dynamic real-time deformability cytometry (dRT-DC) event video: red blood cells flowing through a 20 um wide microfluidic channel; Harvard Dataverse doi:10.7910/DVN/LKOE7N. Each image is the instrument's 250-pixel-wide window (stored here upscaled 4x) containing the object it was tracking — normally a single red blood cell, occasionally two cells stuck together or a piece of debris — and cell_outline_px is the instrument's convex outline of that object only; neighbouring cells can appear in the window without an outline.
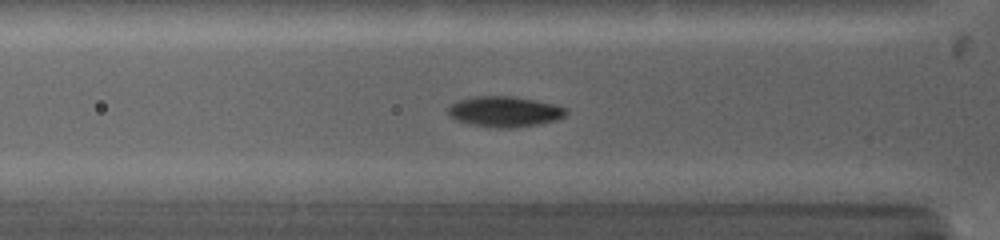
{"species": "common noctule bat (a hibernating species)", "species_latin": "Nyctalus noctula", "temperature_condition": "warm", "stored_images_in_passage": 49, "camera_frame_rate_fps": 5000, "um_per_image_px": 0.085, "animal": {"sex": "female", "body_mass_g": 19.0, "forearm_length_mm": 53.3}, "frame": {"image": 1, "passage_image": 14, "time_ms": 3.2, "image_size_px": [1000, 240], "cell_outline_px": [[568, 112], [564, 116], [556, 120], [540, 124], [516, 128], [496, 128], [472, 124], [456, 120], [448, 116], [448, 108], [452, 104], [460, 100], [472, 96], [512, 96], [536, 100], [556, 104], [564, 108]], "centroid_in_image_um": [42.9, 9.49], "position_along_channel_um": 82.9, "area_um2": 21.1}}
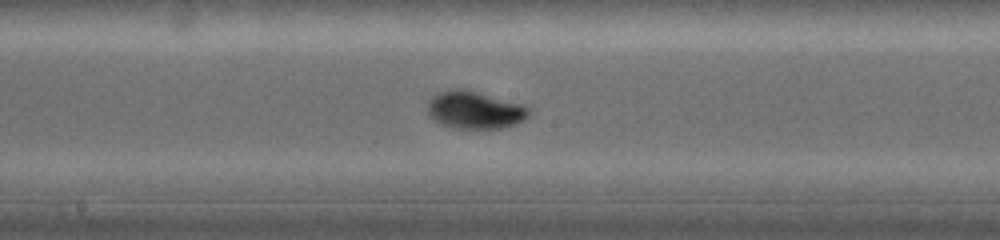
{"frame": {"image": 2, "passage_image": 21, "time_ms": 6.2, "image_size_px": [1000, 240], "cell_outline_px": [[532, 112], [524, 120], [516, 124], [500, 128], [460, 128], [444, 124], [428, 116], [428, 100], [436, 92], [448, 88], [468, 88], [524, 104], [532, 108]], "centroid_in_image_um": [40.39, 9.3], "position_along_channel_um": 207.8, "area_um2": 22.72}}
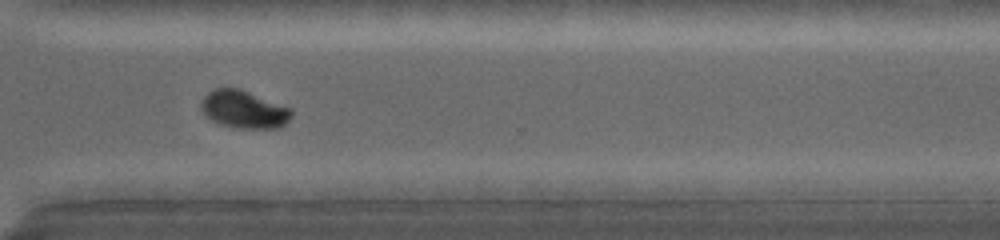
{"frame": {"image": 3, "passage_image": 35, "time_ms": 9.6, "image_size_px": [1000, 240], "cell_outline_px": [[292, 116], [280, 128], [240, 128], [220, 124], [212, 120], [200, 108], [200, 104], [204, 96], [208, 92], [216, 88], [240, 88], [292, 108]], "centroid_in_image_um": [20.75, 9.29], "position_along_channel_um": 349.9, "area_um2": 19.83}, "authors_computed_cell_mechanics": {"area_um2": 19.8254, "velocity_mm_per_s": 4.1719, "shape_relaxation_time_tau1_ms": 2.3395, "shape_relaxation_time_tau2_ms": null, "deformation_change_tau1": 0.1731, "deformation_change_tau2": null}}